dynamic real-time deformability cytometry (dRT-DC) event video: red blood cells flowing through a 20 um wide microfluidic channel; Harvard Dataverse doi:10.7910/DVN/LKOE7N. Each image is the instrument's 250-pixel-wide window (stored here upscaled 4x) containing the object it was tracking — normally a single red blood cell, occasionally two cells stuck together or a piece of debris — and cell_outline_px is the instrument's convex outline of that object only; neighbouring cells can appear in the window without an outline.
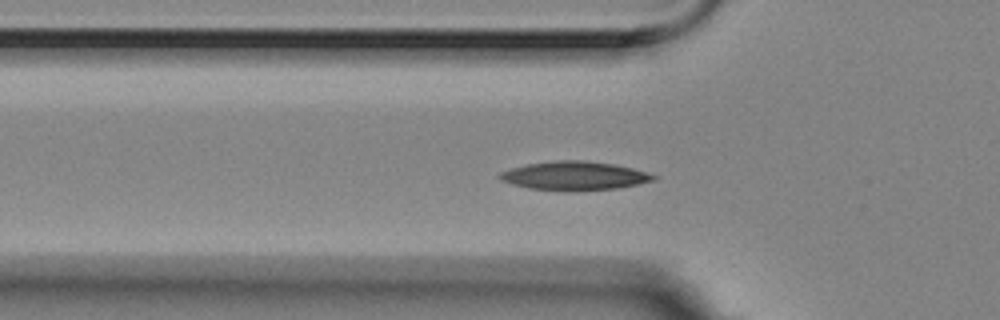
{"species": "Egyptian fruit bat (a non-hibernating species)", "species_latin": "Rousettus aegyptiacus", "temperature_condition": "room temperature", "stored_images_in_passage": 44, "camera_frame_rate_fps": 3000, "um_per_image_px": 0.085, "animal": {"sex": "female"}, "frame": {"image": 1, "passage_image": 5, "time_ms": 1.333, "image_size_px": [1000, 320], "cell_outline_px": [[656, 180], [620, 188], [572, 192], [528, 188], [512, 184], [500, 180], [496, 176], [500, 172], [512, 168], [528, 164], [556, 160], [584, 160], [612, 164], [632, 168], [656, 176]], "centroid_in_image_um": [48.8, 14.96], "position_along_channel_um": 77.0, "area_um2": 25.89}}
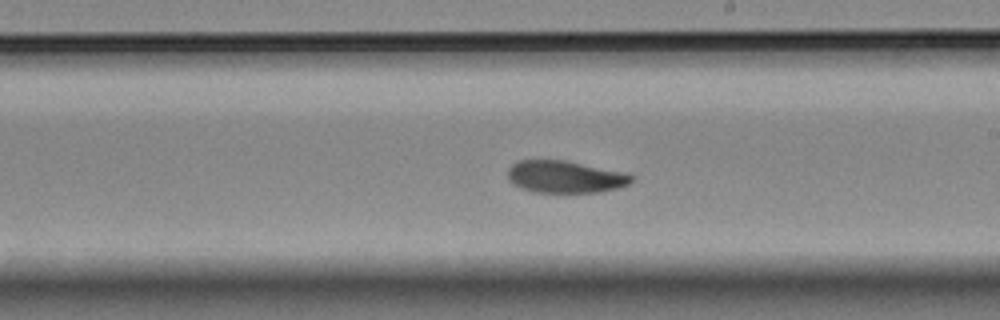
{"frame": {"image": 2, "passage_image": 19, "time_ms": 6.0, "image_size_px": [1000, 320], "cell_outline_px": [[636, 180], [620, 188], [600, 192], [568, 196], [532, 192], [520, 188], [512, 184], [508, 180], [508, 168], [512, 164], [520, 160], [564, 160], [624, 172], [636, 176]], "centroid_in_image_um": [48.06, 15.09], "position_along_channel_um": 240.9, "area_um2": 24.45}}
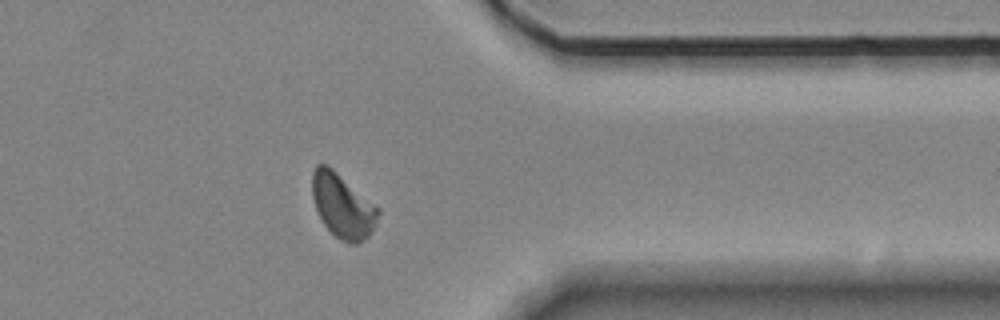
{"frame": {"image": 3, "passage_image": 32, "time_ms": 10.333, "image_size_px": [1000, 320], "cell_outline_px": [[380, 212], [376, 224], [368, 236], [364, 240], [356, 244], [348, 244], [340, 240], [324, 224], [316, 208], [312, 196], [312, 172], [316, 164], [328, 164], [380, 208]], "centroid_in_image_um": [29.13, 17.48], "position_along_channel_um": 382.3, "area_um2": 24.74}, "authors_computed_cell_mechanics": {"area_um2": 23.8136, "velocity_mm_per_s": 3.5052, "shape_relaxation_time_tau1_ms": 5.1923, "shape_relaxation_time_tau2_ms": 3.8397, "deformation_change_tau1": 0.1398, "deformation_change_tau2": 0.077}}